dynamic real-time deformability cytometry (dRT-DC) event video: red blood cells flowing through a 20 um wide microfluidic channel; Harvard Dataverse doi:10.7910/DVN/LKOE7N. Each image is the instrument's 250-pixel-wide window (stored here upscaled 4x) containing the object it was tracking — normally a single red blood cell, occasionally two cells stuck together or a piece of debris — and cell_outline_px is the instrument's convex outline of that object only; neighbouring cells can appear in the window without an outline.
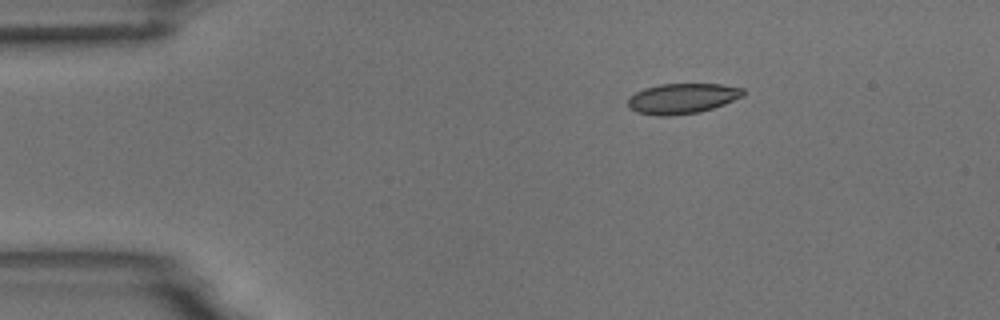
{"species": "common noctule bat (a hibernating species)", "species_latin": "Nyctalus noctula", "temperature_condition": "room temperature", "stored_images_in_passage": 4, "camera_frame_rate_fps": 3000, "um_per_image_px": 0.085, "animal": {"sex": "male", "body_mass_g": 18.8}, "frame": {"image": 1, "passage_image": 2, "time_ms": 1.333, "image_size_px": [1000, 320], "cell_outline_px": [[744, 96], [724, 104], [700, 112], [668, 116], [660, 116], [636, 112], [628, 108], [628, 96], [644, 88], [660, 84], [720, 84], [744, 88]], "centroid_in_image_um": [57.97, 8.37], "position_along_channel_um": 27.0, "area_um2": 20.46}}